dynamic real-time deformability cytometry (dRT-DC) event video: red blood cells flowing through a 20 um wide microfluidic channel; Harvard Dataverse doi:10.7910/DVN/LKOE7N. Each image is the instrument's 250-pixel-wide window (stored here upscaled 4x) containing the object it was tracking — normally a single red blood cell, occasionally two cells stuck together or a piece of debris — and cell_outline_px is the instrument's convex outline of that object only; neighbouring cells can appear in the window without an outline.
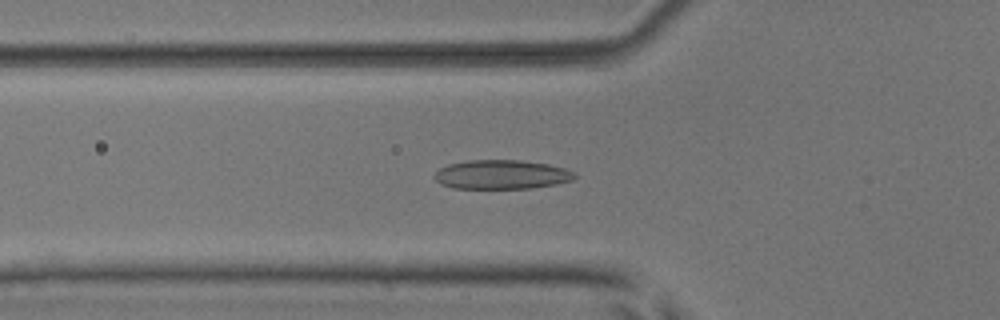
{"species": "common noctule bat (a hibernating species)", "species_latin": "Nyctalus noctula", "temperature_condition": "room temperature", "stored_images_in_passage": 53, "camera_frame_rate_fps": 3000, "um_per_image_px": 0.085, "animal": {"sex": "male", "body_mass_g": 17.9, "forearm_length_mm": 54.2}, "frame": {"image": 1, "passage_image": 19, "time_ms": 6.0, "image_size_px": [1000, 320], "cell_outline_px": [[576, 176], [572, 180], [556, 184], [532, 188], [452, 188], [440, 184], [432, 176], [440, 168], [448, 164], [468, 160], [520, 160], [548, 164], [564, 168], [576, 172]], "centroid_in_image_um": [42.62, 14.83], "position_along_channel_um": 83.2, "area_um2": 23.87}}
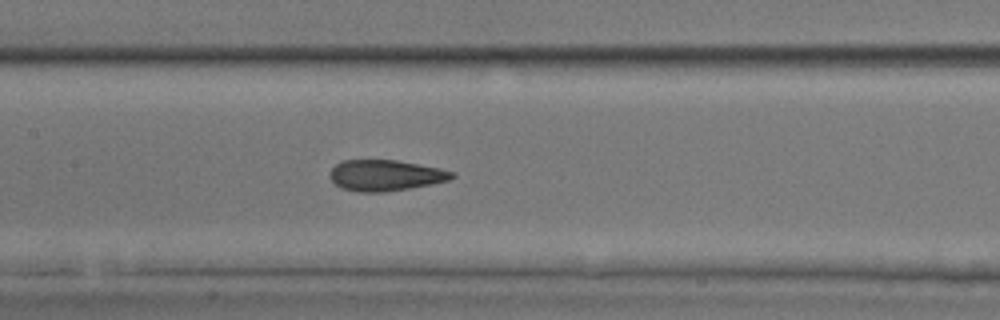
{"frame": {"image": 2, "passage_image": 26, "time_ms": 8.333, "image_size_px": [1000, 320], "cell_outline_px": [[456, 176], [448, 180], [432, 184], [384, 192], [360, 192], [340, 188], [328, 176], [332, 168], [340, 160], [396, 160], [440, 168], [456, 172]], "centroid_in_image_um": [32.76, 14.9], "position_along_channel_um": 174.6, "area_um2": 22.08}}
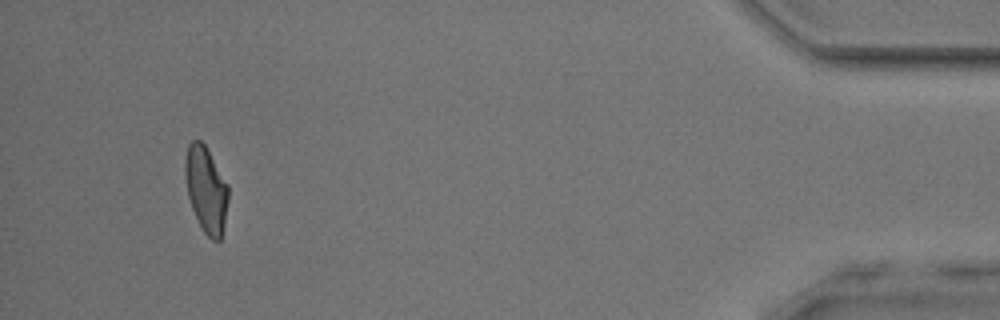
{"frame": {"image": 3, "passage_image": 50, "time_ms": 16.333, "image_size_px": [1000, 320], "cell_outline_px": [[228, 200], [224, 224], [220, 240], [212, 240], [204, 232], [192, 208], [188, 196], [184, 176], [184, 160], [188, 144], [192, 140], [200, 140], [204, 144], [228, 184]], "centroid_in_image_um": [17.5, 16.07], "position_along_channel_um": 417.7, "area_um2": 21.5}, "authors_computed_cell_mechanics": {"area_um2": 22.5998, "velocity_mm_per_s": 3.9021, "shape_relaxation_time_tau1_ms": 3.9993, "shape_relaxation_time_tau2_ms": 1.481, "deformation_change_tau1": 0.1465, "deformation_change_tau2": 0.0778}}